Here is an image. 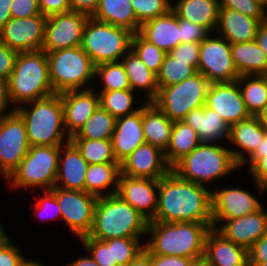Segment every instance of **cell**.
Wrapping results in <instances>:
<instances>
[{
  "label": "cell",
  "instance_id": "62",
  "mask_svg": "<svg viewBox=\"0 0 267 266\" xmlns=\"http://www.w3.org/2000/svg\"><path fill=\"white\" fill-rule=\"evenodd\" d=\"M68 266H99V265L94 261V259L90 255H87L77 258V260H75Z\"/></svg>",
  "mask_w": 267,
  "mask_h": 266
},
{
  "label": "cell",
  "instance_id": "37",
  "mask_svg": "<svg viewBox=\"0 0 267 266\" xmlns=\"http://www.w3.org/2000/svg\"><path fill=\"white\" fill-rule=\"evenodd\" d=\"M116 119L100 106L70 139H112Z\"/></svg>",
  "mask_w": 267,
  "mask_h": 266
},
{
  "label": "cell",
  "instance_id": "68",
  "mask_svg": "<svg viewBox=\"0 0 267 266\" xmlns=\"http://www.w3.org/2000/svg\"><path fill=\"white\" fill-rule=\"evenodd\" d=\"M249 266H267V259L262 263H249Z\"/></svg>",
  "mask_w": 267,
  "mask_h": 266
},
{
  "label": "cell",
  "instance_id": "50",
  "mask_svg": "<svg viewBox=\"0 0 267 266\" xmlns=\"http://www.w3.org/2000/svg\"><path fill=\"white\" fill-rule=\"evenodd\" d=\"M44 193H45L44 196H42L41 198L39 197L37 203L35 202V207H36L35 209L38 213L36 215L40 214L39 217L46 218L47 220L52 218L55 219L57 217H62L55 195L50 190H45ZM51 211L53 213H57L53 215L52 218H50L49 216V212Z\"/></svg>",
  "mask_w": 267,
  "mask_h": 266
},
{
  "label": "cell",
  "instance_id": "57",
  "mask_svg": "<svg viewBox=\"0 0 267 266\" xmlns=\"http://www.w3.org/2000/svg\"><path fill=\"white\" fill-rule=\"evenodd\" d=\"M71 11L83 12L92 15L96 10L99 0H68Z\"/></svg>",
  "mask_w": 267,
  "mask_h": 266
},
{
  "label": "cell",
  "instance_id": "24",
  "mask_svg": "<svg viewBox=\"0 0 267 266\" xmlns=\"http://www.w3.org/2000/svg\"><path fill=\"white\" fill-rule=\"evenodd\" d=\"M204 256L212 266H249L248 250L213 227L206 236Z\"/></svg>",
  "mask_w": 267,
  "mask_h": 266
},
{
  "label": "cell",
  "instance_id": "58",
  "mask_svg": "<svg viewBox=\"0 0 267 266\" xmlns=\"http://www.w3.org/2000/svg\"><path fill=\"white\" fill-rule=\"evenodd\" d=\"M9 103H11V100L9 97L8 80L0 78V119L15 112V109L9 110L8 113L5 112Z\"/></svg>",
  "mask_w": 267,
  "mask_h": 266
},
{
  "label": "cell",
  "instance_id": "18",
  "mask_svg": "<svg viewBox=\"0 0 267 266\" xmlns=\"http://www.w3.org/2000/svg\"><path fill=\"white\" fill-rule=\"evenodd\" d=\"M158 184L159 179L120 174L116 194L151 221L157 210Z\"/></svg>",
  "mask_w": 267,
  "mask_h": 266
},
{
  "label": "cell",
  "instance_id": "52",
  "mask_svg": "<svg viewBox=\"0 0 267 266\" xmlns=\"http://www.w3.org/2000/svg\"><path fill=\"white\" fill-rule=\"evenodd\" d=\"M10 240L0 245V266H18L24 259L18 246Z\"/></svg>",
  "mask_w": 267,
  "mask_h": 266
},
{
  "label": "cell",
  "instance_id": "14",
  "mask_svg": "<svg viewBox=\"0 0 267 266\" xmlns=\"http://www.w3.org/2000/svg\"><path fill=\"white\" fill-rule=\"evenodd\" d=\"M90 15L69 11L47 17L42 50L52 52L80 47L83 30Z\"/></svg>",
  "mask_w": 267,
  "mask_h": 266
},
{
  "label": "cell",
  "instance_id": "63",
  "mask_svg": "<svg viewBox=\"0 0 267 266\" xmlns=\"http://www.w3.org/2000/svg\"><path fill=\"white\" fill-rule=\"evenodd\" d=\"M251 155H267V132L264 134L262 141L256 146Z\"/></svg>",
  "mask_w": 267,
  "mask_h": 266
},
{
  "label": "cell",
  "instance_id": "22",
  "mask_svg": "<svg viewBox=\"0 0 267 266\" xmlns=\"http://www.w3.org/2000/svg\"><path fill=\"white\" fill-rule=\"evenodd\" d=\"M87 167L88 163L71 141L61 145L54 187L65 190L85 191Z\"/></svg>",
  "mask_w": 267,
  "mask_h": 266
},
{
  "label": "cell",
  "instance_id": "64",
  "mask_svg": "<svg viewBox=\"0 0 267 266\" xmlns=\"http://www.w3.org/2000/svg\"><path fill=\"white\" fill-rule=\"evenodd\" d=\"M191 266H212L210 261L203 255L198 258H194L191 262Z\"/></svg>",
  "mask_w": 267,
  "mask_h": 266
},
{
  "label": "cell",
  "instance_id": "28",
  "mask_svg": "<svg viewBox=\"0 0 267 266\" xmlns=\"http://www.w3.org/2000/svg\"><path fill=\"white\" fill-rule=\"evenodd\" d=\"M182 121L198 133L201 142L216 143L229 139L230 126L217 112L205 105L191 110Z\"/></svg>",
  "mask_w": 267,
  "mask_h": 266
},
{
  "label": "cell",
  "instance_id": "67",
  "mask_svg": "<svg viewBox=\"0 0 267 266\" xmlns=\"http://www.w3.org/2000/svg\"><path fill=\"white\" fill-rule=\"evenodd\" d=\"M3 226L0 223V245L4 244L7 240H9V237L7 236V233L3 230Z\"/></svg>",
  "mask_w": 267,
  "mask_h": 266
},
{
  "label": "cell",
  "instance_id": "1",
  "mask_svg": "<svg viewBox=\"0 0 267 266\" xmlns=\"http://www.w3.org/2000/svg\"><path fill=\"white\" fill-rule=\"evenodd\" d=\"M151 221L212 223L211 190L171 170L159 179L157 210Z\"/></svg>",
  "mask_w": 267,
  "mask_h": 266
},
{
  "label": "cell",
  "instance_id": "15",
  "mask_svg": "<svg viewBox=\"0 0 267 266\" xmlns=\"http://www.w3.org/2000/svg\"><path fill=\"white\" fill-rule=\"evenodd\" d=\"M47 17L11 18L0 29V41L18 52L42 50Z\"/></svg>",
  "mask_w": 267,
  "mask_h": 266
},
{
  "label": "cell",
  "instance_id": "42",
  "mask_svg": "<svg viewBox=\"0 0 267 266\" xmlns=\"http://www.w3.org/2000/svg\"><path fill=\"white\" fill-rule=\"evenodd\" d=\"M102 81L101 91H115L131 89L126 71L119 62L102 63L95 66V76Z\"/></svg>",
  "mask_w": 267,
  "mask_h": 266
},
{
  "label": "cell",
  "instance_id": "5",
  "mask_svg": "<svg viewBox=\"0 0 267 266\" xmlns=\"http://www.w3.org/2000/svg\"><path fill=\"white\" fill-rule=\"evenodd\" d=\"M32 109L22 106L15 107V111L24 120L26 133L31 146H61L70 141L65 133L64 110L60 94L27 103ZM67 138L64 140V138ZM64 143H63V142Z\"/></svg>",
  "mask_w": 267,
  "mask_h": 266
},
{
  "label": "cell",
  "instance_id": "60",
  "mask_svg": "<svg viewBox=\"0 0 267 266\" xmlns=\"http://www.w3.org/2000/svg\"><path fill=\"white\" fill-rule=\"evenodd\" d=\"M12 0H0V29L12 18Z\"/></svg>",
  "mask_w": 267,
  "mask_h": 266
},
{
  "label": "cell",
  "instance_id": "12",
  "mask_svg": "<svg viewBox=\"0 0 267 266\" xmlns=\"http://www.w3.org/2000/svg\"><path fill=\"white\" fill-rule=\"evenodd\" d=\"M197 71L203 74L210 83L237 81L230 43L220 36H208L200 43Z\"/></svg>",
  "mask_w": 267,
  "mask_h": 266
},
{
  "label": "cell",
  "instance_id": "27",
  "mask_svg": "<svg viewBox=\"0 0 267 266\" xmlns=\"http://www.w3.org/2000/svg\"><path fill=\"white\" fill-rule=\"evenodd\" d=\"M260 23L258 19L243 15L237 10L220 7L216 31L230 44L250 42L255 40Z\"/></svg>",
  "mask_w": 267,
  "mask_h": 266
},
{
  "label": "cell",
  "instance_id": "23",
  "mask_svg": "<svg viewBox=\"0 0 267 266\" xmlns=\"http://www.w3.org/2000/svg\"><path fill=\"white\" fill-rule=\"evenodd\" d=\"M111 140L113 153L119 164L137 147L146 143L142 128V107L133 114L116 119Z\"/></svg>",
  "mask_w": 267,
  "mask_h": 266
},
{
  "label": "cell",
  "instance_id": "53",
  "mask_svg": "<svg viewBox=\"0 0 267 266\" xmlns=\"http://www.w3.org/2000/svg\"><path fill=\"white\" fill-rule=\"evenodd\" d=\"M18 54V51L10 49L0 41V78H10Z\"/></svg>",
  "mask_w": 267,
  "mask_h": 266
},
{
  "label": "cell",
  "instance_id": "65",
  "mask_svg": "<svg viewBox=\"0 0 267 266\" xmlns=\"http://www.w3.org/2000/svg\"><path fill=\"white\" fill-rule=\"evenodd\" d=\"M258 118L261 124L267 129V106L265 109L258 115Z\"/></svg>",
  "mask_w": 267,
  "mask_h": 266
},
{
  "label": "cell",
  "instance_id": "59",
  "mask_svg": "<svg viewBox=\"0 0 267 266\" xmlns=\"http://www.w3.org/2000/svg\"><path fill=\"white\" fill-rule=\"evenodd\" d=\"M255 41L267 58V20L259 24Z\"/></svg>",
  "mask_w": 267,
  "mask_h": 266
},
{
  "label": "cell",
  "instance_id": "55",
  "mask_svg": "<svg viewBox=\"0 0 267 266\" xmlns=\"http://www.w3.org/2000/svg\"><path fill=\"white\" fill-rule=\"evenodd\" d=\"M192 260L187 257L150 254L151 266H191Z\"/></svg>",
  "mask_w": 267,
  "mask_h": 266
},
{
  "label": "cell",
  "instance_id": "7",
  "mask_svg": "<svg viewBox=\"0 0 267 266\" xmlns=\"http://www.w3.org/2000/svg\"><path fill=\"white\" fill-rule=\"evenodd\" d=\"M133 33L120 26L88 18L83 30L80 47L88 54L95 66L119 62L131 49Z\"/></svg>",
  "mask_w": 267,
  "mask_h": 266
},
{
  "label": "cell",
  "instance_id": "35",
  "mask_svg": "<svg viewBox=\"0 0 267 266\" xmlns=\"http://www.w3.org/2000/svg\"><path fill=\"white\" fill-rule=\"evenodd\" d=\"M201 143L194 129L183 121H174L170 143L164 152L167 164L172 168Z\"/></svg>",
  "mask_w": 267,
  "mask_h": 266
},
{
  "label": "cell",
  "instance_id": "48",
  "mask_svg": "<svg viewBox=\"0 0 267 266\" xmlns=\"http://www.w3.org/2000/svg\"><path fill=\"white\" fill-rule=\"evenodd\" d=\"M200 43L186 42L178 44L168 54L177 61L189 62L196 71L199 62Z\"/></svg>",
  "mask_w": 267,
  "mask_h": 266
},
{
  "label": "cell",
  "instance_id": "10",
  "mask_svg": "<svg viewBox=\"0 0 267 266\" xmlns=\"http://www.w3.org/2000/svg\"><path fill=\"white\" fill-rule=\"evenodd\" d=\"M209 85L197 71L180 83L160 88L153 103L172 121H182L191 110L205 105Z\"/></svg>",
  "mask_w": 267,
  "mask_h": 266
},
{
  "label": "cell",
  "instance_id": "32",
  "mask_svg": "<svg viewBox=\"0 0 267 266\" xmlns=\"http://www.w3.org/2000/svg\"><path fill=\"white\" fill-rule=\"evenodd\" d=\"M230 47L239 76L267 75V58L255 40L233 43Z\"/></svg>",
  "mask_w": 267,
  "mask_h": 266
},
{
  "label": "cell",
  "instance_id": "6",
  "mask_svg": "<svg viewBox=\"0 0 267 266\" xmlns=\"http://www.w3.org/2000/svg\"><path fill=\"white\" fill-rule=\"evenodd\" d=\"M237 168L239 165L235 162L229 148L202 142L179 160L171 170L185 180L206 185L204 183L223 178Z\"/></svg>",
  "mask_w": 267,
  "mask_h": 266
},
{
  "label": "cell",
  "instance_id": "56",
  "mask_svg": "<svg viewBox=\"0 0 267 266\" xmlns=\"http://www.w3.org/2000/svg\"><path fill=\"white\" fill-rule=\"evenodd\" d=\"M249 263H262L267 259V233L248 250Z\"/></svg>",
  "mask_w": 267,
  "mask_h": 266
},
{
  "label": "cell",
  "instance_id": "31",
  "mask_svg": "<svg viewBox=\"0 0 267 266\" xmlns=\"http://www.w3.org/2000/svg\"><path fill=\"white\" fill-rule=\"evenodd\" d=\"M91 17L114 26L124 27L132 33H137L141 25L136 19L131 0H99Z\"/></svg>",
  "mask_w": 267,
  "mask_h": 266
},
{
  "label": "cell",
  "instance_id": "25",
  "mask_svg": "<svg viewBox=\"0 0 267 266\" xmlns=\"http://www.w3.org/2000/svg\"><path fill=\"white\" fill-rule=\"evenodd\" d=\"M138 33L168 53L180 44L179 18L171 9L166 14L141 24Z\"/></svg>",
  "mask_w": 267,
  "mask_h": 266
},
{
  "label": "cell",
  "instance_id": "69",
  "mask_svg": "<svg viewBox=\"0 0 267 266\" xmlns=\"http://www.w3.org/2000/svg\"><path fill=\"white\" fill-rule=\"evenodd\" d=\"M257 2H259L263 7H267V0H255Z\"/></svg>",
  "mask_w": 267,
  "mask_h": 266
},
{
  "label": "cell",
  "instance_id": "2",
  "mask_svg": "<svg viewBox=\"0 0 267 266\" xmlns=\"http://www.w3.org/2000/svg\"><path fill=\"white\" fill-rule=\"evenodd\" d=\"M212 223L149 221L144 244L149 254L198 258L204 255L205 240Z\"/></svg>",
  "mask_w": 267,
  "mask_h": 266
},
{
  "label": "cell",
  "instance_id": "3",
  "mask_svg": "<svg viewBox=\"0 0 267 266\" xmlns=\"http://www.w3.org/2000/svg\"><path fill=\"white\" fill-rule=\"evenodd\" d=\"M8 88L11 103L18 107L55 94L49 78L47 53L44 50L19 52Z\"/></svg>",
  "mask_w": 267,
  "mask_h": 266
},
{
  "label": "cell",
  "instance_id": "45",
  "mask_svg": "<svg viewBox=\"0 0 267 266\" xmlns=\"http://www.w3.org/2000/svg\"><path fill=\"white\" fill-rule=\"evenodd\" d=\"M219 7L237 10L243 15L258 19L260 22L267 20V10L255 0H217Z\"/></svg>",
  "mask_w": 267,
  "mask_h": 266
},
{
  "label": "cell",
  "instance_id": "43",
  "mask_svg": "<svg viewBox=\"0 0 267 266\" xmlns=\"http://www.w3.org/2000/svg\"><path fill=\"white\" fill-rule=\"evenodd\" d=\"M131 50L145 63L150 71L156 75L159 73L166 52L145 40L138 32L133 33Z\"/></svg>",
  "mask_w": 267,
  "mask_h": 266
},
{
  "label": "cell",
  "instance_id": "39",
  "mask_svg": "<svg viewBox=\"0 0 267 266\" xmlns=\"http://www.w3.org/2000/svg\"><path fill=\"white\" fill-rule=\"evenodd\" d=\"M88 164L117 162L111 139H70Z\"/></svg>",
  "mask_w": 267,
  "mask_h": 266
},
{
  "label": "cell",
  "instance_id": "9",
  "mask_svg": "<svg viewBox=\"0 0 267 266\" xmlns=\"http://www.w3.org/2000/svg\"><path fill=\"white\" fill-rule=\"evenodd\" d=\"M61 146H31L17 169L7 179L13 188H43L55 186Z\"/></svg>",
  "mask_w": 267,
  "mask_h": 266
},
{
  "label": "cell",
  "instance_id": "8",
  "mask_svg": "<svg viewBox=\"0 0 267 266\" xmlns=\"http://www.w3.org/2000/svg\"><path fill=\"white\" fill-rule=\"evenodd\" d=\"M46 53L54 93L90 89L87 84L96 77L95 65L81 47Z\"/></svg>",
  "mask_w": 267,
  "mask_h": 266
},
{
  "label": "cell",
  "instance_id": "44",
  "mask_svg": "<svg viewBox=\"0 0 267 266\" xmlns=\"http://www.w3.org/2000/svg\"><path fill=\"white\" fill-rule=\"evenodd\" d=\"M131 2L140 24L166 14L172 7L170 0H131Z\"/></svg>",
  "mask_w": 267,
  "mask_h": 266
},
{
  "label": "cell",
  "instance_id": "46",
  "mask_svg": "<svg viewBox=\"0 0 267 266\" xmlns=\"http://www.w3.org/2000/svg\"><path fill=\"white\" fill-rule=\"evenodd\" d=\"M80 240L99 266H118L112 265L111 246H107L102 240L88 236H83Z\"/></svg>",
  "mask_w": 267,
  "mask_h": 266
},
{
  "label": "cell",
  "instance_id": "51",
  "mask_svg": "<svg viewBox=\"0 0 267 266\" xmlns=\"http://www.w3.org/2000/svg\"><path fill=\"white\" fill-rule=\"evenodd\" d=\"M34 15H42L39 9L38 0H12V18H27Z\"/></svg>",
  "mask_w": 267,
  "mask_h": 266
},
{
  "label": "cell",
  "instance_id": "20",
  "mask_svg": "<svg viewBox=\"0 0 267 266\" xmlns=\"http://www.w3.org/2000/svg\"><path fill=\"white\" fill-rule=\"evenodd\" d=\"M64 110V126L68 136L75 135L100 106L98 93L90 89L60 93Z\"/></svg>",
  "mask_w": 267,
  "mask_h": 266
},
{
  "label": "cell",
  "instance_id": "66",
  "mask_svg": "<svg viewBox=\"0 0 267 266\" xmlns=\"http://www.w3.org/2000/svg\"><path fill=\"white\" fill-rule=\"evenodd\" d=\"M18 266H43L40 262L34 261V260H27L23 259L21 263Z\"/></svg>",
  "mask_w": 267,
  "mask_h": 266
},
{
  "label": "cell",
  "instance_id": "38",
  "mask_svg": "<svg viewBox=\"0 0 267 266\" xmlns=\"http://www.w3.org/2000/svg\"><path fill=\"white\" fill-rule=\"evenodd\" d=\"M134 91L131 89L115 90V91H100L99 104L104 110H107L115 119L133 114L139 111V108H134Z\"/></svg>",
  "mask_w": 267,
  "mask_h": 266
},
{
  "label": "cell",
  "instance_id": "21",
  "mask_svg": "<svg viewBox=\"0 0 267 266\" xmlns=\"http://www.w3.org/2000/svg\"><path fill=\"white\" fill-rule=\"evenodd\" d=\"M223 222L225 224L216 229L227 239L247 250L267 233V212L263 206L254 213Z\"/></svg>",
  "mask_w": 267,
  "mask_h": 266
},
{
  "label": "cell",
  "instance_id": "17",
  "mask_svg": "<svg viewBox=\"0 0 267 266\" xmlns=\"http://www.w3.org/2000/svg\"><path fill=\"white\" fill-rule=\"evenodd\" d=\"M212 227L218 222L233 220L258 211L262 204L247 190L240 188H222L211 191ZM217 224V225H216Z\"/></svg>",
  "mask_w": 267,
  "mask_h": 266
},
{
  "label": "cell",
  "instance_id": "61",
  "mask_svg": "<svg viewBox=\"0 0 267 266\" xmlns=\"http://www.w3.org/2000/svg\"><path fill=\"white\" fill-rule=\"evenodd\" d=\"M127 266H151L150 254L144 249Z\"/></svg>",
  "mask_w": 267,
  "mask_h": 266
},
{
  "label": "cell",
  "instance_id": "13",
  "mask_svg": "<svg viewBox=\"0 0 267 266\" xmlns=\"http://www.w3.org/2000/svg\"><path fill=\"white\" fill-rule=\"evenodd\" d=\"M30 145L24 120L15 111L0 119V170L6 180L17 169Z\"/></svg>",
  "mask_w": 267,
  "mask_h": 266
},
{
  "label": "cell",
  "instance_id": "34",
  "mask_svg": "<svg viewBox=\"0 0 267 266\" xmlns=\"http://www.w3.org/2000/svg\"><path fill=\"white\" fill-rule=\"evenodd\" d=\"M120 61L128 76L131 90L146 91L148 100L153 102L158 95L157 75L150 71L145 63L130 49Z\"/></svg>",
  "mask_w": 267,
  "mask_h": 266
},
{
  "label": "cell",
  "instance_id": "30",
  "mask_svg": "<svg viewBox=\"0 0 267 266\" xmlns=\"http://www.w3.org/2000/svg\"><path fill=\"white\" fill-rule=\"evenodd\" d=\"M171 9L178 18L199 24L209 32L217 27L220 9L217 0H178Z\"/></svg>",
  "mask_w": 267,
  "mask_h": 266
},
{
  "label": "cell",
  "instance_id": "40",
  "mask_svg": "<svg viewBox=\"0 0 267 266\" xmlns=\"http://www.w3.org/2000/svg\"><path fill=\"white\" fill-rule=\"evenodd\" d=\"M197 71L189 65V62L177 61L166 53L161 69L157 74L158 88L180 83L191 77Z\"/></svg>",
  "mask_w": 267,
  "mask_h": 266
},
{
  "label": "cell",
  "instance_id": "26",
  "mask_svg": "<svg viewBox=\"0 0 267 266\" xmlns=\"http://www.w3.org/2000/svg\"><path fill=\"white\" fill-rule=\"evenodd\" d=\"M266 132L267 129L261 124L258 116H250L230 126L228 140L236 148L239 147L238 151H230L239 166L254 152Z\"/></svg>",
  "mask_w": 267,
  "mask_h": 266
},
{
  "label": "cell",
  "instance_id": "33",
  "mask_svg": "<svg viewBox=\"0 0 267 266\" xmlns=\"http://www.w3.org/2000/svg\"><path fill=\"white\" fill-rule=\"evenodd\" d=\"M119 176L120 164L118 162L88 164L85 175V191L97 197L115 195ZM111 186L112 190L107 193L105 190Z\"/></svg>",
  "mask_w": 267,
  "mask_h": 266
},
{
  "label": "cell",
  "instance_id": "41",
  "mask_svg": "<svg viewBox=\"0 0 267 266\" xmlns=\"http://www.w3.org/2000/svg\"><path fill=\"white\" fill-rule=\"evenodd\" d=\"M139 239L140 237H120L102 240L107 246H111L112 265L127 266L143 251L144 245L140 244Z\"/></svg>",
  "mask_w": 267,
  "mask_h": 266
},
{
  "label": "cell",
  "instance_id": "4",
  "mask_svg": "<svg viewBox=\"0 0 267 266\" xmlns=\"http://www.w3.org/2000/svg\"><path fill=\"white\" fill-rule=\"evenodd\" d=\"M148 220L117 194L98 197L94 222L88 237L98 240L141 237L147 234Z\"/></svg>",
  "mask_w": 267,
  "mask_h": 266
},
{
  "label": "cell",
  "instance_id": "16",
  "mask_svg": "<svg viewBox=\"0 0 267 266\" xmlns=\"http://www.w3.org/2000/svg\"><path fill=\"white\" fill-rule=\"evenodd\" d=\"M240 83H210L205 106L217 112L229 125L250 117L240 90Z\"/></svg>",
  "mask_w": 267,
  "mask_h": 266
},
{
  "label": "cell",
  "instance_id": "36",
  "mask_svg": "<svg viewBox=\"0 0 267 266\" xmlns=\"http://www.w3.org/2000/svg\"><path fill=\"white\" fill-rule=\"evenodd\" d=\"M237 82H245L240 90L248 113L258 116L267 106V75L239 76Z\"/></svg>",
  "mask_w": 267,
  "mask_h": 266
},
{
  "label": "cell",
  "instance_id": "29",
  "mask_svg": "<svg viewBox=\"0 0 267 266\" xmlns=\"http://www.w3.org/2000/svg\"><path fill=\"white\" fill-rule=\"evenodd\" d=\"M174 121L164 114L153 102L142 106V128L145 142L163 152L169 146Z\"/></svg>",
  "mask_w": 267,
  "mask_h": 266
},
{
  "label": "cell",
  "instance_id": "11",
  "mask_svg": "<svg viewBox=\"0 0 267 266\" xmlns=\"http://www.w3.org/2000/svg\"><path fill=\"white\" fill-rule=\"evenodd\" d=\"M62 219L78 239L87 236L93 226L94 211L98 197L86 191L65 190L53 187Z\"/></svg>",
  "mask_w": 267,
  "mask_h": 266
},
{
  "label": "cell",
  "instance_id": "47",
  "mask_svg": "<svg viewBox=\"0 0 267 266\" xmlns=\"http://www.w3.org/2000/svg\"><path fill=\"white\" fill-rule=\"evenodd\" d=\"M247 162L250 164L248 171L253 176L254 181H256L257 187L262 192L267 191V155H250L239 168Z\"/></svg>",
  "mask_w": 267,
  "mask_h": 266
},
{
  "label": "cell",
  "instance_id": "54",
  "mask_svg": "<svg viewBox=\"0 0 267 266\" xmlns=\"http://www.w3.org/2000/svg\"><path fill=\"white\" fill-rule=\"evenodd\" d=\"M39 9L43 16L49 17L71 11L68 0H38Z\"/></svg>",
  "mask_w": 267,
  "mask_h": 266
},
{
  "label": "cell",
  "instance_id": "19",
  "mask_svg": "<svg viewBox=\"0 0 267 266\" xmlns=\"http://www.w3.org/2000/svg\"><path fill=\"white\" fill-rule=\"evenodd\" d=\"M170 171L164 152L147 143L137 147L120 163V174L130 177L160 179Z\"/></svg>",
  "mask_w": 267,
  "mask_h": 266
},
{
  "label": "cell",
  "instance_id": "49",
  "mask_svg": "<svg viewBox=\"0 0 267 266\" xmlns=\"http://www.w3.org/2000/svg\"><path fill=\"white\" fill-rule=\"evenodd\" d=\"M180 43H201L211 33L203 26L179 18Z\"/></svg>",
  "mask_w": 267,
  "mask_h": 266
}]
</instances>
